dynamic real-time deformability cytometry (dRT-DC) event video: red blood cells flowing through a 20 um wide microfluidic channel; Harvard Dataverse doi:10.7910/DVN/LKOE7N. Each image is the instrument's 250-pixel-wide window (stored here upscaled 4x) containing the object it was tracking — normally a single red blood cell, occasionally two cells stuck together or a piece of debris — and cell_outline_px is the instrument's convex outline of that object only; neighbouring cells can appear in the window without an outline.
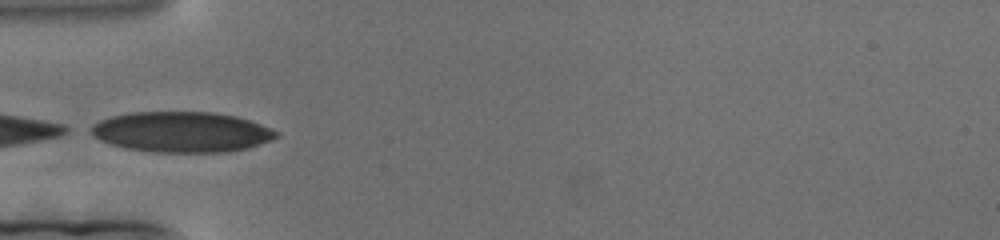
{"species": "human", "species_latin": "Homo sapiens", "temperature_condition": "cold", "stored_images_in_passage": 77, "camera_frame_rate_fps": 3000, "um_per_image_px": 0.085, "donor": {"sex": "female"}, "frame": {"image": 1, "passage_image": 1, "time_ms": 0.0, "image_size_px": [1000, 240], "cell_outline_px": [[280, 136], [248, 148], [224, 152], [152, 152], [124, 148], [100, 140], [92, 136], [92, 124], [100, 120], [112, 116], [128, 112], [212, 112], [236, 116], [260, 124], [276, 132]], "centroid_in_image_um": [15.4, 11.22], "position_along_channel_um": 69.6, "area_um2": 43.52}}
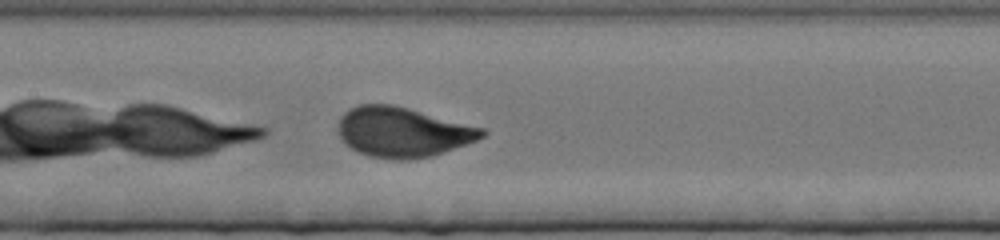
{"frame": {"image": 2, "passage_image": 31, "time_ms": 10.0, "image_size_px": [1000, 240], "cell_outline_px": [[488, 132], [484, 136], [476, 140], [432, 156], [408, 160], [392, 160], [368, 156], [356, 152], [344, 144], [340, 140], [336, 128], [336, 124], [340, 116], [348, 108], [360, 104], [392, 104], [408, 108], [484, 128]], "centroid_in_image_um": [34.14, 11.23], "position_along_channel_um": 173.3, "area_um2": 42.37}}
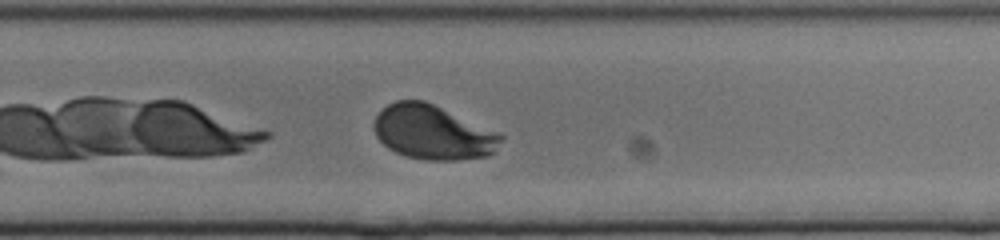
{"frame": {"image": 3, "passage_image": 66, "time_ms": 21.667, "image_size_px": [1000, 240], "cell_outline_px": [[504, 140], [488, 156], [456, 160], [424, 160], [404, 156], [388, 148], [376, 136], [372, 124], [380, 108], [396, 100], [424, 100], [500, 132], [504, 136]], "centroid_in_image_um": [36.79, 11.24], "position_along_channel_um": 293.0, "area_um2": 40.58}}